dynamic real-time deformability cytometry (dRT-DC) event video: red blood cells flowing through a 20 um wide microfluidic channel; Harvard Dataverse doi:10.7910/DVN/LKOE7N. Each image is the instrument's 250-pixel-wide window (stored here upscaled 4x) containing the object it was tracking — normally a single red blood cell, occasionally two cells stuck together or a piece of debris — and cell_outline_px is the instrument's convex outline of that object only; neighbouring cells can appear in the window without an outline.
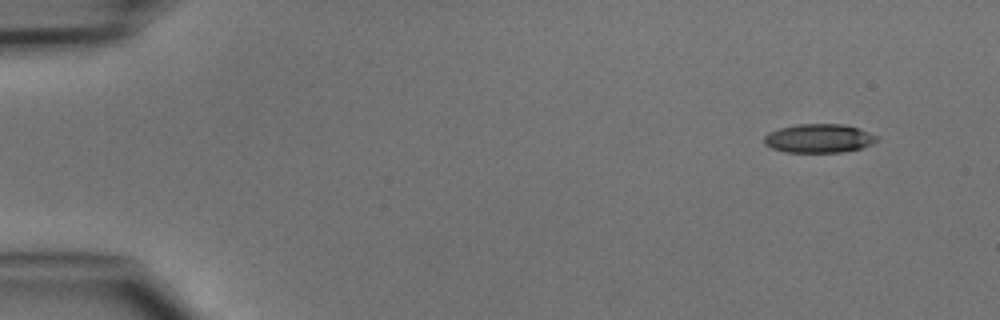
{"species": "common noctule bat (a hibernating species)", "species_latin": "Nyctalus noctula", "temperature_condition": "cold", "stored_images_in_passage": 4, "camera_frame_rate_fps": 3000, "um_per_image_px": 0.085, "animal": {"sex": "male", "body_mass_g": 15.6}, "frame": {"image": 1, "passage_image": 1, "time_ms": 0.0, "image_size_px": [1000, 320], "cell_outline_px": [[880, 140], [872, 144], [860, 148], [840, 152], [784, 152], [772, 148], [764, 144], [764, 136], [768, 132], [780, 128], [796, 124], [844, 124], [880, 136]], "centroid_in_image_um": [69.61, 11.76], "position_along_channel_um": 15.4, "area_um2": 18.96}}
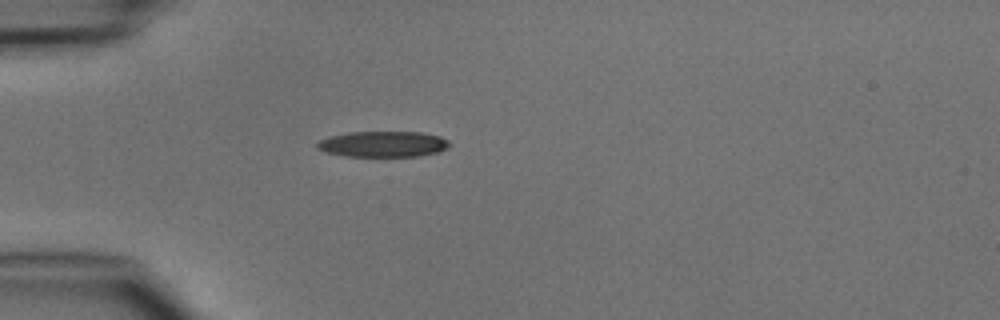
{"frame": {"image": 2, "passage_image": 4, "time_ms": 3.333, "image_size_px": [1000, 320], "cell_outline_px": [[452, 144], [448, 148], [440, 152], [420, 156], [344, 156], [324, 152], [316, 148], [316, 144], [320, 140], [328, 136], [348, 132], [420, 132], [440, 136], [448, 140]], "centroid_in_image_um": [32.57, 12.25], "position_along_channel_um": 52.4, "area_um2": 20.17}}